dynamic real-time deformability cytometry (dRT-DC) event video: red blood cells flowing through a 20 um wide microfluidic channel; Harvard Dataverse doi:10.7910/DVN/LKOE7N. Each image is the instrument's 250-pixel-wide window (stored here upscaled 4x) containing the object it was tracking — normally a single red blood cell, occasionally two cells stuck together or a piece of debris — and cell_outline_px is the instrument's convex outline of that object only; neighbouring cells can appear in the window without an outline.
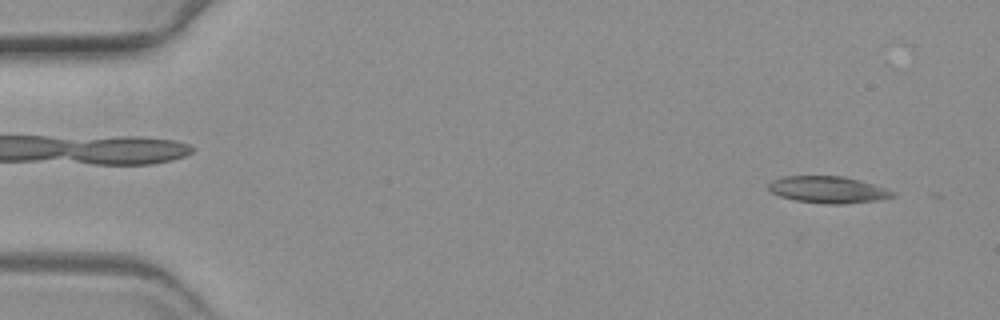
{"species": "common noctule bat (a hibernating species)", "species_latin": "Nyctalus noctula", "temperature_condition": "warm", "stored_images_in_passage": 26, "camera_frame_rate_fps": 3000, "um_per_image_px": 0.085, "animal": {"sex": "female", "body_mass_g": 19.3, "forearm_length_mm": 54.1}, "frame": {"image": 1, "passage_image": 4, "time_ms": 1.0, "image_size_px": [1000, 320], "cell_outline_px": [[896, 196], [880, 200], [844, 204], [824, 204], [796, 200], [780, 196], [772, 192], [768, 188], [768, 184], [772, 180], [784, 176], [844, 176], [860, 180], [896, 192]], "centroid_in_image_um": [70.4, 16.12], "position_along_channel_um": 14.6, "area_um2": 19.42}}
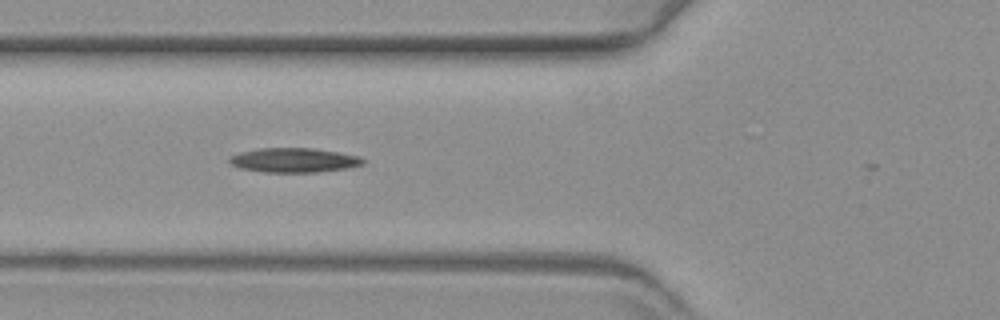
{"frame": {"image": 2, "passage_image": 22, "time_ms": 7.0, "image_size_px": [1000, 320], "cell_outline_px": [[364, 164], [348, 168], [316, 172], [264, 172], [240, 168], [232, 164], [228, 160], [228, 156], [240, 152], [260, 148], [312, 148], [360, 156], [364, 160]], "centroid_in_image_um": [24.97, 13.61], "position_along_channel_um": 100.8, "area_um2": 18.96}}
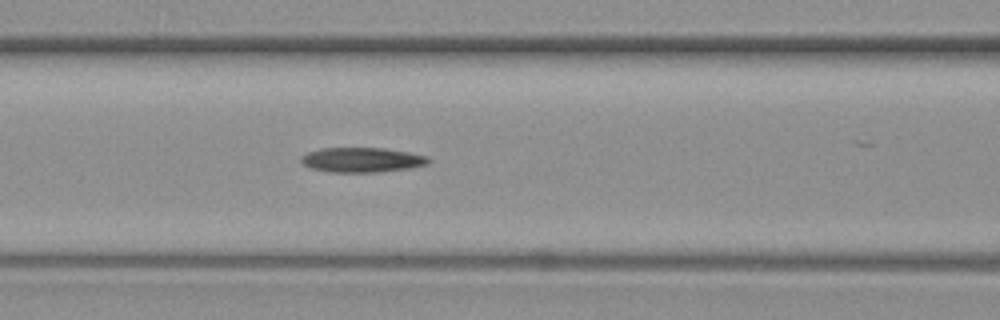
{"frame": {"image": 3, "passage_image": 25, "time_ms": 8.0, "image_size_px": [1000, 320], "cell_outline_px": [[432, 160], [428, 164], [412, 168], [380, 172], [332, 172], [312, 168], [304, 164], [300, 160], [300, 156], [308, 152], [320, 148], [384, 148], [408, 152], [428, 156]], "centroid_in_image_um": [30.81, 13.59], "position_along_channel_um": 135.8, "area_um2": 18.5}}